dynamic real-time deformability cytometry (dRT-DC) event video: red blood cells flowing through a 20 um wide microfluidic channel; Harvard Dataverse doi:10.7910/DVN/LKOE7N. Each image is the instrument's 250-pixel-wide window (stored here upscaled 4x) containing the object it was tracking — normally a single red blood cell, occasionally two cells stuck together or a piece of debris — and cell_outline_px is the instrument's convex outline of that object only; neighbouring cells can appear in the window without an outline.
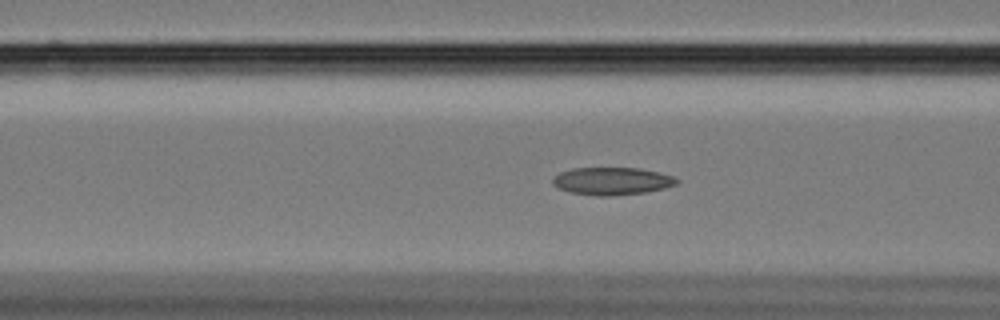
{"species": "Egyptian fruit bat (a non-hibernating species)", "species_latin": "Rousettus aegyptiacus", "temperature_condition": "cold", "stored_images_in_passage": 48, "camera_frame_rate_fps": 3000, "um_per_image_px": 0.085, "animal": {"sex": "female"}, "frame": {"image": 1, "passage_image": 11, "time_ms": 3.333, "image_size_px": [1000, 320], "cell_outline_px": [[680, 180], [676, 184], [664, 188], [644, 192], [612, 196], [596, 196], [568, 192], [552, 184], [552, 180], [560, 172], [572, 168], [640, 168], [672, 176]], "centroid_in_image_um": [51.99, 15.39], "position_along_channel_um": 114.6, "area_um2": 19.83}}
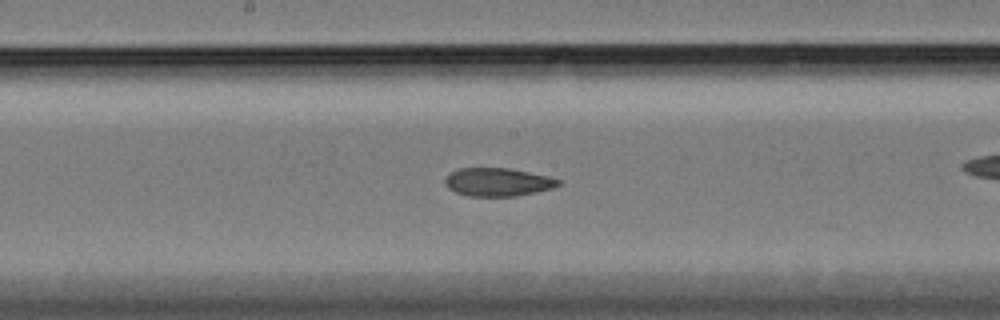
{"frame": {"image": 2, "passage_image": 19, "time_ms": 6.0, "image_size_px": [1000, 320], "cell_outline_px": [[560, 184], [552, 188], [516, 196], [468, 196], [456, 192], [448, 188], [444, 184], [444, 180], [452, 172], [460, 168], [508, 168], [548, 176], [560, 180]], "centroid_in_image_um": [42.29, 15.48], "position_along_channel_um": 205.9, "area_um2": 18.44}}
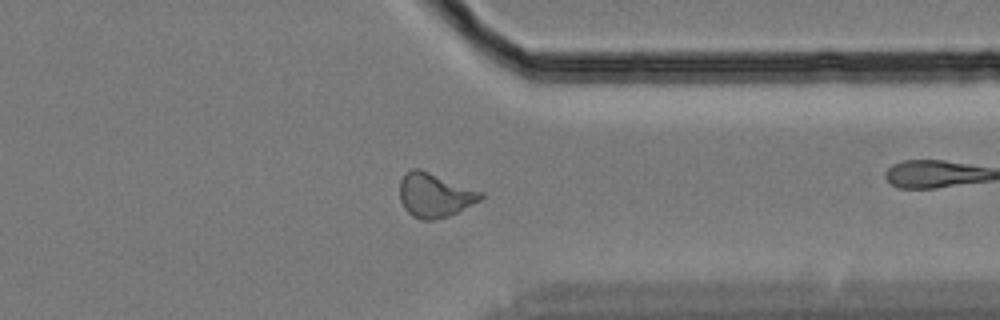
{"frame": {"image": 3, "passage_image": 34, "time_ms": 11.0, "image_size_px": [1000, 320], "cell_outline_px": [[484, 196], [480, 200], [448, 216], [432, 220], [424, 220], [412, 216], [404, 208], [400, 200], [400, 180], [412, 168], [420, 168], [484, 192]], "centroid_in_image_um": [36.95, 16.57], "position_along_channel_um": 374.5, "area_um2": 20.75}, "authors_computed_cell_mechanics": {"area_um2": 19.652, "velocity_mm_per_s": 3.4138, "shape_relaxation_time_tau1_ms": null, "shape_relaxation_time_tau2_ms": 3.5536, "deformation_change_tau1": null, "deformation_change_tau2": 0.0943}}